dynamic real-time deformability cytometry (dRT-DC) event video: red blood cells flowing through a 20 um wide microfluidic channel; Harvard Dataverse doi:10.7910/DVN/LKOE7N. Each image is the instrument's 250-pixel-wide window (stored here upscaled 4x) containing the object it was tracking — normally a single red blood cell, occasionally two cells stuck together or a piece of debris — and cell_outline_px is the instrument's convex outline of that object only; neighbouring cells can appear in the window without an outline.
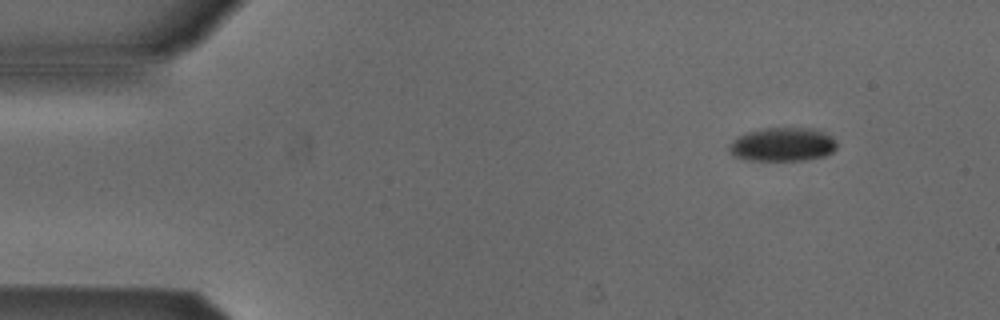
{"species": "Egyptian fruit bat (a non-hibernating species)", "species_latin": "Rousettus aegyptiacus", "temperature_condition": "cold", "stored_images_in_passage": 40, "camera_frame_rate_fps": 3000, "um_per_image_px": 0.085, "animal": {"sex": "male"}, "frame": {"image": 1, "passage_image": 1, "time_ms": 0.0, "image_size_px": [1000, 320], "cell_outline_px": [[836, 148], [832, 152], [824, 156], [808, 160], [744, 160], [732, 156], [728, 152], [728, 144], [732, 140], [748, 132], [764, 128], [812, 128], [824, 132], [832, 136], [836, 140]], "centroid_in_image_um": [66.5, 12.29], "position_along_channel_um": 18.5, "area_um2": 21.39}}
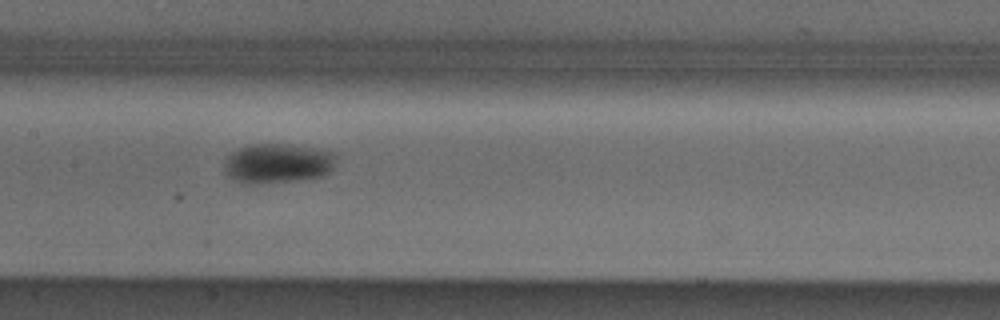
{"frame": {"image": 2, "passage_image": 21, "time_ms": 6.667, "image_size_px": [1000, 320], "cell_outline_px": [[336, 160], [332, 168], [324, 176], [300, 180], [248, 184], [244, 184], [228, 176], [224, 172], [224, 160], [232, 152], [248, 144], [280, 144], [312, 148], [336, 152]], "centroid_in_image_um": [23.59, 13.89], "position_along_channel_um": 183.8, "area_um2": 25.89}}
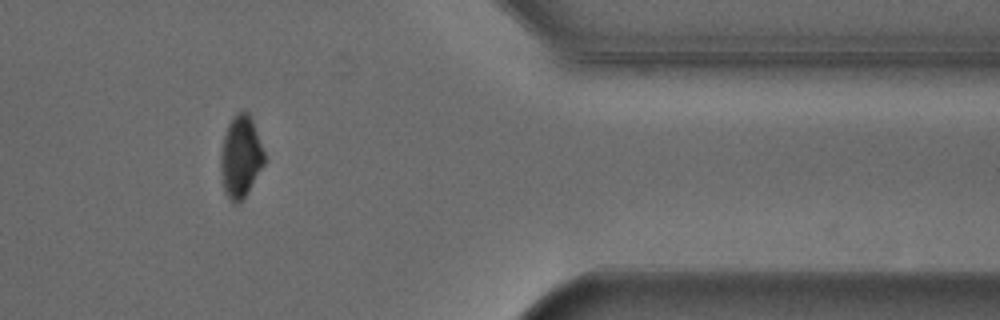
{"frame": {"image": 3, "passage_image": 39, "time_ms": 12.667, "image_size_px": [1000, 320], "cell_outline_px": [[264, 164], [248, 192], [240, 204], [232, 204], [224, 192], [220, 168], [220, 156], [224, 136], [228, 124], [244, 108], [248, 112], [252, 120], [264, 152]], "centroid_in_image_um": [20.44, 13.38], "position_along_channel_um": 391.0, "area_um2": 20.75}}